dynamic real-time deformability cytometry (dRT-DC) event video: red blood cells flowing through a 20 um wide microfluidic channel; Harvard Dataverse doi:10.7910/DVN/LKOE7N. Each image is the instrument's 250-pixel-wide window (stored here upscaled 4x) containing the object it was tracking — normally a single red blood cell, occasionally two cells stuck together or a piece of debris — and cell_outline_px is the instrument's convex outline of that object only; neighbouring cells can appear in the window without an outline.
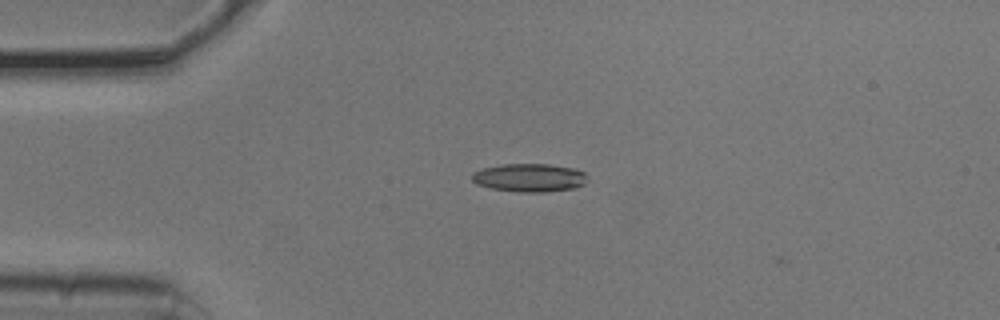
{"species": "common noctule bat (a hibernating species)", "species_latin": "Nyctalus noctula", "temperature_condition": "cold", "stored_images_in_passage": 4, "camera_frame_rate_fps": 3000, "um_per_image_px": 0.085, "animal": {"sex": "male", "body_mass_g": 20.5, "forearm_length_mm": 52.5}, "frame": {"image": 1, "passage_image": 3, "time_ms": 0.667, "image_size_px": [1000, 320], "cell_outline_px": [[584, 184], [576, 188], [544, 192], [520, 192], [492, 188], [476, 184], [472, 180], [472, 172], [484, 168], [500, 164], [552, 164], [576, 168], [584, 172]], "centroid_in_image_um": [44.99, 15.09], "position_along_channel_um": 40.0, "area_um2": 19.02}}